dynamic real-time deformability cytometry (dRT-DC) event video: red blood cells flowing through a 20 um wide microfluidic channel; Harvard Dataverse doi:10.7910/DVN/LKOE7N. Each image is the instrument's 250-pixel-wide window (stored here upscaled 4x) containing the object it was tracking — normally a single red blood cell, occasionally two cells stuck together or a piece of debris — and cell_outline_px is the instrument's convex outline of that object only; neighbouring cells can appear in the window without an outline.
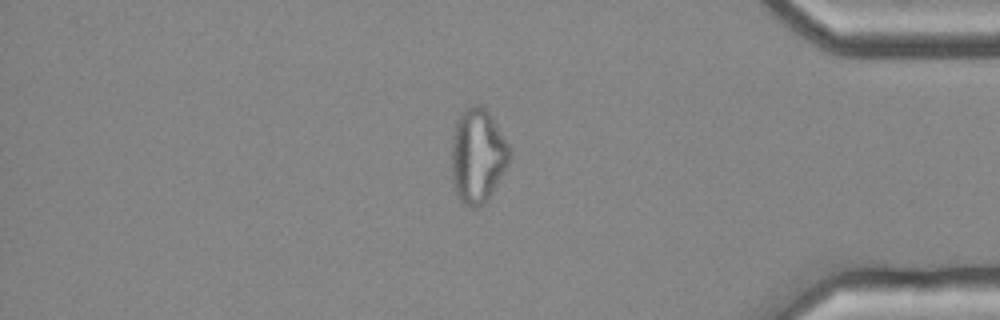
{"species": "common noctule bat (a hibernating species)", "species_latin": "Nyctalus noctula", "temperature_condition": "cold", "stored_images_in_passage": 54, "camera_frame_rate_fps": 3000, "um_per_image_px": 0.085, "animal": {"sex": "female", "body_mass_g": 25.1}, "frame": {"image": 1, "passage_image": 46, "time_ms": 15.0, "image_size_px": [1000, 320], "cell_outline_px": [[512, 156], [504, 172], [488, 200], [480, 208], [472, 208], [464, 204], [460, 200], [456, 192], [452, 180], [452, 136], [456, 124], [460, 116], [472, 104], [480, 104], [492, 116], [508, 144]], "centroid_in_image_um": [40.62, 13.28], "position_along_channel_um": 394.6, "area_um2": 31.91}}